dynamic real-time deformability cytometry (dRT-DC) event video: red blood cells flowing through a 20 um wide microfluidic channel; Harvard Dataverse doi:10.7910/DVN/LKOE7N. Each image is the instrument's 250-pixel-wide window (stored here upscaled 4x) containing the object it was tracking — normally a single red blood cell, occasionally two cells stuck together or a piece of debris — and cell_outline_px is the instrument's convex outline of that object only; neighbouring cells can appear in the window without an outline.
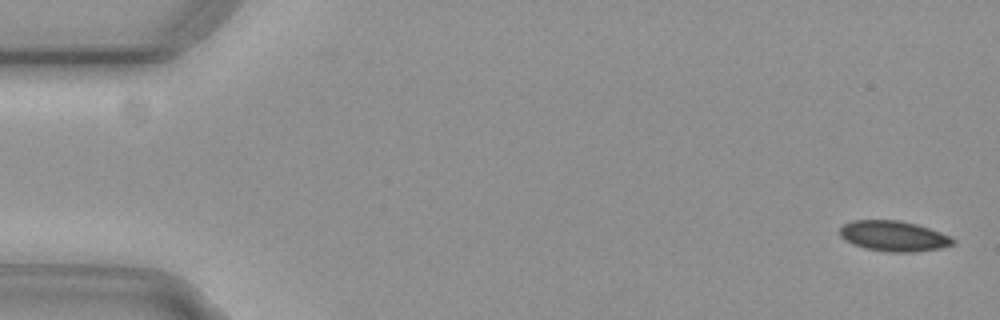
{"species": "common noctule bat (a hibernating species)", "species_latin": "Nyctalus noctula", "temperature_condition": "cold", "stored_images_in_passage": 56, "camera_frame_rate_fps": 3000, "um_per_image_px": 0.085, "animal": {"sex": "female", "body_mass_g": 29.2, "forearm_length_mm": 56.3}, "frame": {"image": 1, "passage_image": 1, "time_ms": 0.0, "image_size_px": [1000, 320], "cell_outline_px": [[956, 244], [940, 248], [912, 252], [888, 252], [864, 248], [852, 244], [844, 240], [840, 236], [840, 228], [844, 224], [852, 220], [900, 220], [916, 224], [940, 232], [956, 240]], "centroid_in_image_um": [75.94, 20.07], "position_along_channel_um": 9.1, "area_um2": 20.11}}
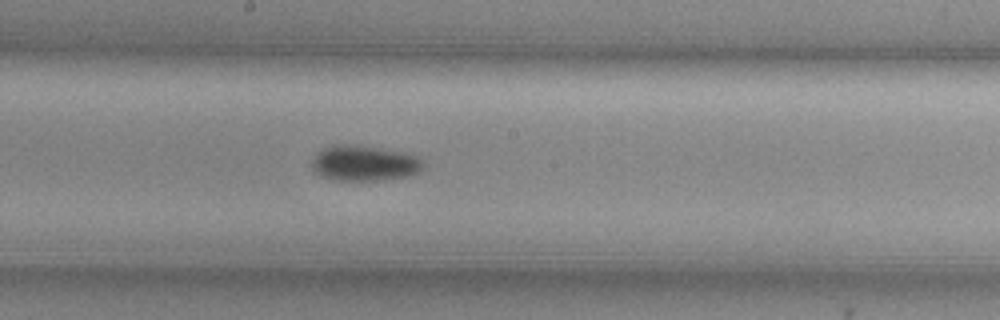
{"frame": {"image": 2, "passage_image": 29, "time_ms": 9.333, "image_size_px": [1000, 320], "cell_outline_px": [[424, 168], [420, 172], [408, 176], [384, 180], [336, 180], [320, 176], [312, 172], [312, 160], [316, 152], [332, 144], [340, 144], [372, 148], [400, 152], [416, 156], [424, 164]], "centroid_in_image_um": [30.91, 13.9], "position_along_channel_um": 217.3, "area_um2": 22.83}}
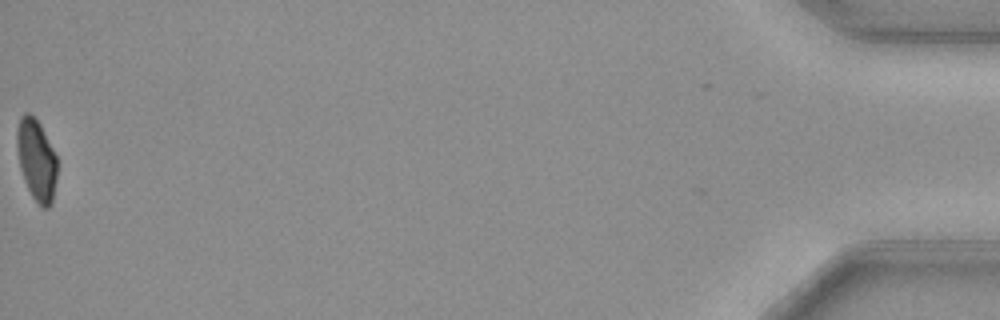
{"frame": {"image": 3, "passage_image": 55, "time_ms": 18.0, "image_size_px": [1000, 320], "cell_outline_px": [[56, 180], [52, 204], [48, 208], [40, 208], [32, 196], [24, 180], [20, 168], [16, 148], [16, 132], [20, 116], [24, 112], [28, 112], [40, 124], [56, 156]], "centroid_in_image_um": [3.08, 13.61], "position_along_channel_um": 432.1, "area_um2": 19.13}, "authors_computed_cell_mechanics": {"area_um2": 20.5479, "velocity_mm_per_s": 3.728, "shape_relaxation_time_tau1_ms": 6.5534, "shape_relaxation_time_tau2_ms": null, "deformation_change_tau1": 0.1281, "deformation_change_tau2": null}}